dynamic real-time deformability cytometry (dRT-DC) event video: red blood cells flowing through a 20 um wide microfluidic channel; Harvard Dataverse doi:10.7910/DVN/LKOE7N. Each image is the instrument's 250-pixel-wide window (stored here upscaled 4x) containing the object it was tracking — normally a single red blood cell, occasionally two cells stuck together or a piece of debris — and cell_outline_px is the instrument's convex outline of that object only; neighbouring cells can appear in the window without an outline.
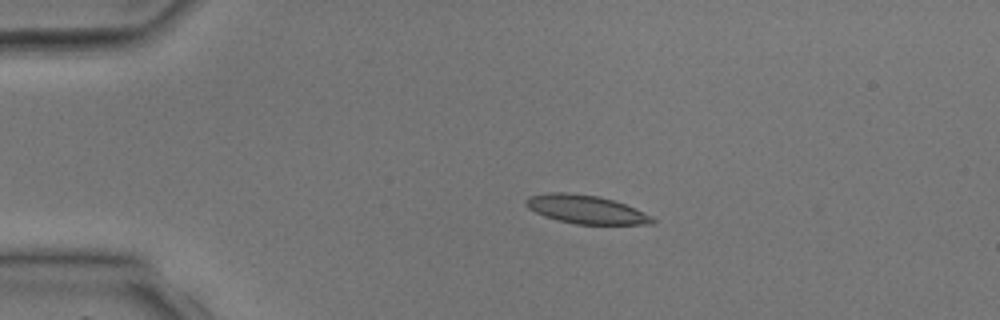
{"species": "common noctule bat (a hibernating species)", "species_latin": "Nyctalus noctula", "temperature_condition": "room temperature", "stored_images_in_passage": 2, "camera_frame_rate_fps": 3000, "um_per_image_px": 0.085, "animal": {"sex": "male", "body_mass_g": 17.9, "forearm_length_mm": 54.2}, "frame": {"image": 1, "passage_image": 2, "time_ms": 1.0, "image_size_px": [1000, 320], "cell_outline_px": [[656, 220], [652, 224], [576, 224], [556, 220], [544, 216], [528, 208], [524, 204], [524, 200], [528, 196], [548, 192], [568, 192], [600, 196], [624, 204], [652, 216]], "centroid_in_image_um": [49.75, 17.79], "position_along_channel_um": 35.3, "area_um2": 21.04}}